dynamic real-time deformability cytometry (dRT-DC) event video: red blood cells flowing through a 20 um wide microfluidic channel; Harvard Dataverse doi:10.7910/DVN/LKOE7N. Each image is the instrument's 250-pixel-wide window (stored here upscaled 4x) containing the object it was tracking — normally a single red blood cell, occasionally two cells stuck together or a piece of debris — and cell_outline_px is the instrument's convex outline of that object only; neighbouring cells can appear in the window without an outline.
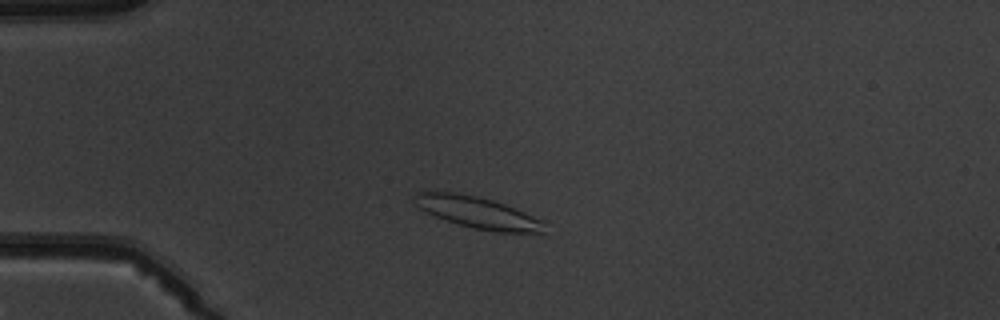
{"species": "common noctule bat (a hibernating species)", "species_latin": "Nyctalus noctula", "temperature_condition": "warm", "stored_images_in_passage": 5, "camera_frame_rate_fps": 3000, "um_per_image_px": 0.085, "animal": {"sex": "male", "body_mass_g": 19.5, "forearm_length_mm": 54.6}, "frame": {"image": 1, "passage_image": 3, "time_ms": 2.333, "image_size_px": [1000, 320], "cell_outline_px": [[544, 232], [496, 232], [476, 228], [460, 224], [436, 216], [412, 204], [416, 192], [456, 192], [476, 196], [492, 200], [504, 204], [544, 220]], "centroid_in_image_um": [40.6, 18.05], "position_along_channel_um": 44.4, "area_um2": 23.47}}
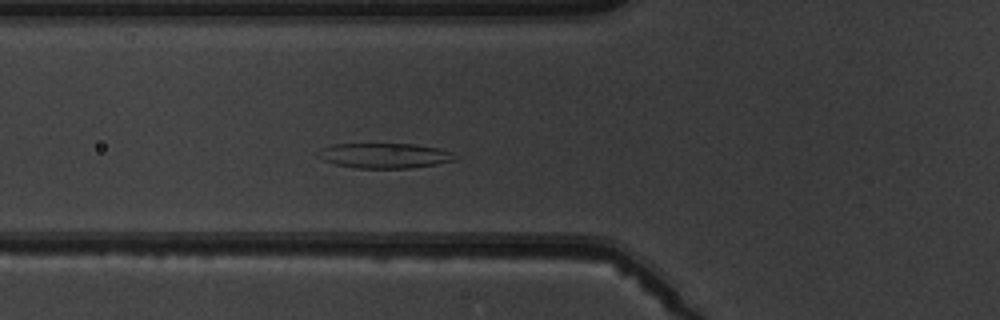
{"frame": {"image": 2, "passage_image": 5, "time_ms": 4.333, "image_size_px": [1000, 320], "cell_outline_px": [[456, 156], [452, 160], [436, 164], [408, 168], [356, 168], [336, 164], [324, 160], [316, 156], [324, 148], [332, 144], [416, 144], [440, 148], [452, 152]], "centroid_in_image_um": [32.7, 13.22], "position_along_channel_um": 93.1, "area_um2": 19.77}}